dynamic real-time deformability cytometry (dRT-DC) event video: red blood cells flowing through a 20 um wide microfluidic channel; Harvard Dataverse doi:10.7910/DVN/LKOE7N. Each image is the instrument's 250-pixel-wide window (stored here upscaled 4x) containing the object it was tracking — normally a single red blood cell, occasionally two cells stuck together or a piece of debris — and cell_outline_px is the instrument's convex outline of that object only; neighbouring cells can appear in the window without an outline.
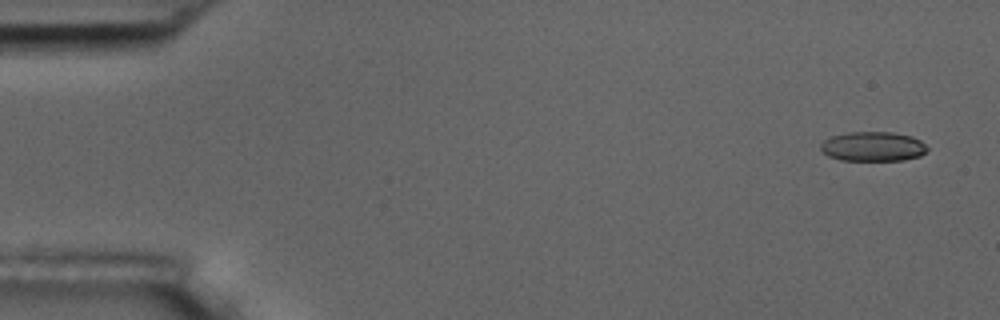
{"species": "common noctule bat (a hibernating species)", "species_latin": "Nyctalus noctula", "temperature_condition": "room temperature", "stored_images_in_passage": 5, "camera_frame_rate_fps": 3000, "um_per_image_px": 0.085, "animal": {"sex": "male", "body_mass_g": 17.5, "forearm_length_mm": 52.3}, "frame": {"image": 1, "passage_image": 1, "time_ms": 0.0, "image_size_px": [1000, 320], "cell_outline_px": [[928, 148], [920, 156], [904, 160], [840, 160], [828, 156], [820, 148], [820, 144], [824, 140], [832, 136], [848, 132], [892, 132], [912, 136], [920, 140]], "centroid_in_image_um": [74.19, 12.45], "position_along_channel_um": 10.8, "area_um2": 18.32}}
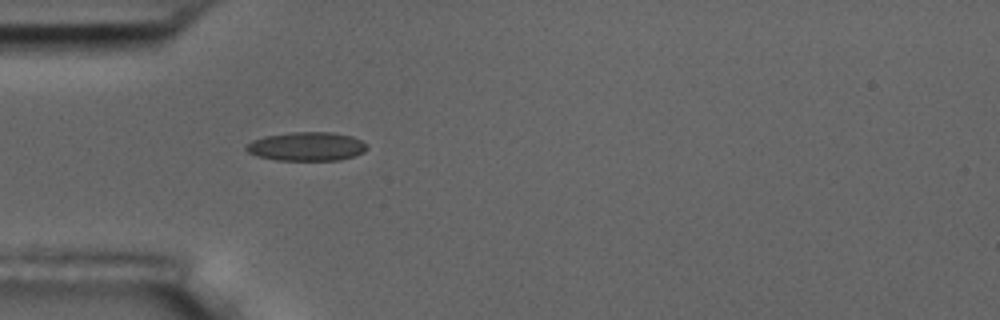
{"frame": {"image": 2, "passage_image": 5, "time_ms": 4.667, "image_size_px": [1000, 320], "cell_outline_px": [[368, 148], [364, 152], [340, 160], [276, 160], [256, 156], [248, 152], [244, 148], [252, 140], [264, 136], [292, 132], [332, 132], [352, 136], [368, 144]], "centroid_in_image_um": [26.07, 12.44], "position_along_channel_um": 58.9, "area_um2": 20.35}}